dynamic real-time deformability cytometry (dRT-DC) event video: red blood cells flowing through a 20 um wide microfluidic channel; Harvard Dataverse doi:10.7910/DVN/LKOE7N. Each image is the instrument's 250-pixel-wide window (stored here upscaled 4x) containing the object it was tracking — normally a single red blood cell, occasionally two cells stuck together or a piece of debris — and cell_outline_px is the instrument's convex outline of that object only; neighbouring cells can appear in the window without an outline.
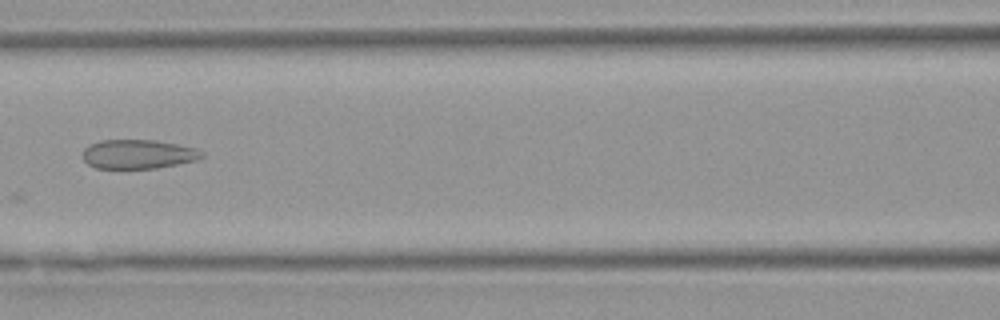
{"species": "Egyptian fruit bat (a non-hibernating species)", "species_latin": "Rousettus aegyptiacus", "temperature_condition": "warm", "stored_images_in_passage": 6, "camera_frame_rate_fps": 3000, "um_per_image_px": 0.085, "animal": {"sex": "female"}, "frame": {"image": 1, "passage_image": 6, "time_ms": 6.333, "image_size_px": [1000, 320], "cell_outline_px": [[204, 156], [196, 160], [156, 168], [96, 168], [88, 164], [84, 160], [84, 148], [88, 144], [100, 140], [152, 140], [176, 144], [196, 148], [204, 152]], "centroid_in_image_um": [11.73, 13.1], "position_along_channel_um": 154.9, "area_um2": 20.11}}